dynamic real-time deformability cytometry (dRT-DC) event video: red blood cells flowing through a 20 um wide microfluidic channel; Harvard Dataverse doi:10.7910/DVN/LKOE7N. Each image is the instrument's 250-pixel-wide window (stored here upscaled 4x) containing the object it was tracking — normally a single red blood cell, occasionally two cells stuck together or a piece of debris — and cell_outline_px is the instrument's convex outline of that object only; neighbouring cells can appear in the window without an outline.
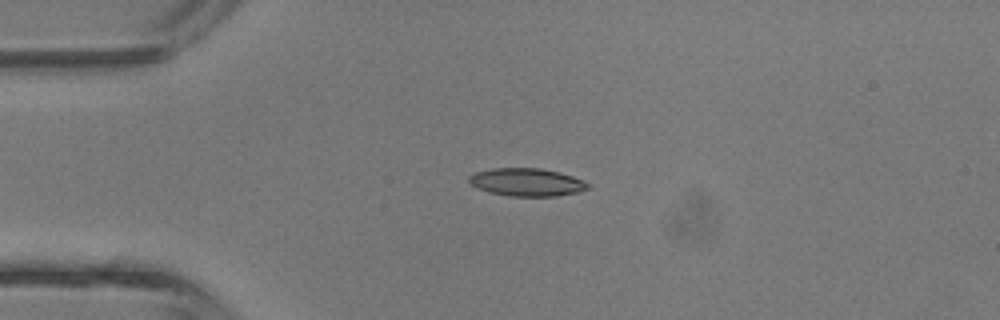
{"species": "common noctule bat (a hibernating species)", "species_latin": "Nyctalus noctula", "temperature_condition": "room temperature", "stored_images_in_passage": 29, "camera_frame_rate_fps": 3000, "um_per_image_px": 0.085, "animal": {"sex": "male", "body_mass_g": 13.3}, "frame": {"image": 1, "passage_image": 1, "time_ms": 0.0, "image_size_px": [1000, 320], "cell_outline_px": [[588, 188], [576, 192], [556, 196], [508, 196], [488, 192], [472, 184], [468, 180], [468, 176], [476, 172], [492, 168], [540, 168], [560, 172], [584, 180], [588, 184]], "centroid_in_image_um": [44.77, 15.48], "position_along_channel_um": 40.2, "area_um2": 19.19}}
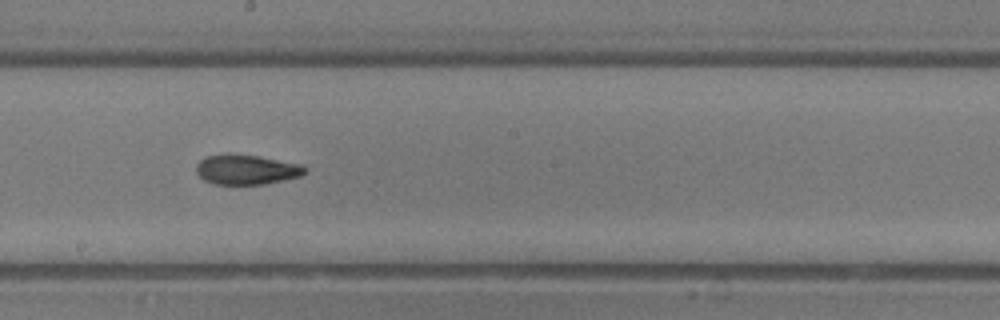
{"frame": {"image": 2, "passage_image": 14, "time_ms": 4.333, "image_size_px": [1000, 320], "cell_outline_px": [[308, 168], [300, 176], [264, 184], [212, 184], [204, 180], [196, 172], [196, 164], [204, 156], [228, 152], [256, 156], [300, 164]], "centroid_in_image_um": [20.88, 14.39], "position_along_channel_um": 227.3, "area_um2": 19.02}}
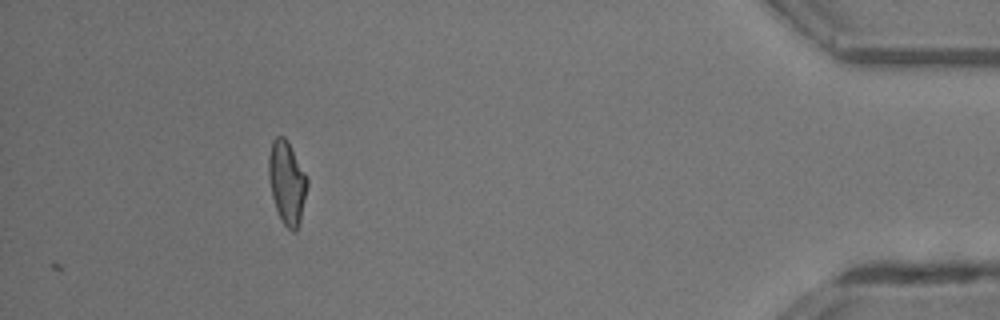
{"frame": {"image": 3, "passage_image": 29, "time_ms": 9.333, "image_size_px": [1000, 320], "cell_outline_px": [[308, 184], [300, 224], [296, 232], [292, 232], [284, 224], [276, 208], [272, 196], [268, 176], [268, 156], [272, 140], [276, 136], [284, 136], [288, 140], [308, 176]], "centroid_in_image_um": [24.4, 15.48], "position_along_channel_um": 410.8, "area_um2": 19.02}, "authors_computed_cell_mechanics": {"area_um2": 18.785, "velocity_mm_per_s": 4.9254, "shape_relaxation_time_tau1_ms": 6.104, "shape_relaxation_time_tau2_ms": 1.8134, "deformation_change_tau1": 0.2261, "deformation_change_tau2": 0.0968}}